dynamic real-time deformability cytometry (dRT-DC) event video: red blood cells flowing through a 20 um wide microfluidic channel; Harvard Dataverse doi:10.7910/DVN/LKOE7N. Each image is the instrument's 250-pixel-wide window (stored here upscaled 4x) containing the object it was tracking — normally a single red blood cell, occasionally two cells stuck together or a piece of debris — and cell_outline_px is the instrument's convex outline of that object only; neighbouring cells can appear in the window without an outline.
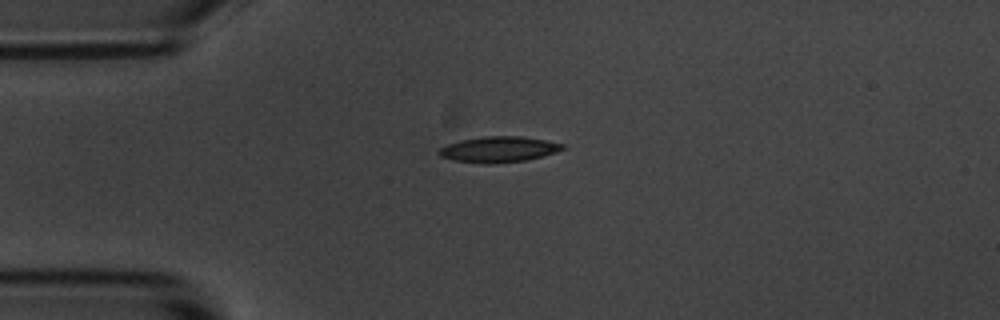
{"species": "common noctule bat (a hibernating species)", "species_latin": "Nyctalus noctula", "temperature_condition": "room temperature", "stored_images_in_passage": 2, "camera_frame_rate_fps": 3000, "um_per_image_px": 0.085, "animal": {"sex": "male", "body_mass_g": 20.1, "forearm_length_mm": 53.5}, "frame": {"image": 1, "passage_image": 1, "time_ms": 0.0, "image_size_px": [1000, 320], "cell_outline_px": [[564, 148], [556, 152], [524, 160], [492, 164], [484, 164], [456, 160], [440, 156], [436, 152], [440, 148], [448, 144], [460, 140], [484, 136], [520, 136], [544, 140], [564, 144]], "centroid_in_image_um": [42.35, 12.69], "position_along_channel_um": 42.7, "area_um2": 18.32}}